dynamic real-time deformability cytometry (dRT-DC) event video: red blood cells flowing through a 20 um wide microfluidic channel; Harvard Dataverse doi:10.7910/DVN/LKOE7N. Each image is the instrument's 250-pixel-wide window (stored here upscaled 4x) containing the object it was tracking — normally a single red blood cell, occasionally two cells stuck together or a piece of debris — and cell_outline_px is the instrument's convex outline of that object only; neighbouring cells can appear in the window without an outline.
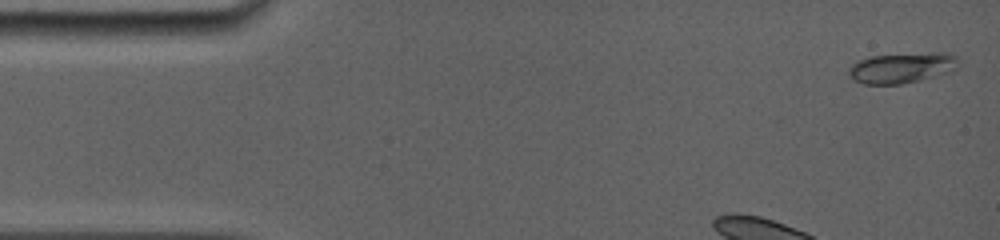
{"species": "common noctule bat (a hibernating species)", "species_latin": "Nyctalus noctula", "temperature_condition": "room temperature", "stored_images_in_passage": 14, "camera_frame_rate_fps": 5000, "um_per_image_px": 0.085, "animal": {"sex": "female", "body_mass_g": 19.0, "forearm_length_mm": 56.7}, "frame": {"image": 1, "passage_image": 1, "time_ms": 0.0, "image_size_px": [1000, 240], "cell_outline_px": [[960, 64], [952, 72], [920, 80], [900, 84], [864, 84], [852, 80], [848, 76], [848, 68], [852, 64], [868, 56], [932, 52], [948, 52], [956, 56]], "centroid_in_image_um": [76.68, 5.76], "position_along_channel_um": 8.3, "area_um2": 19.88}}
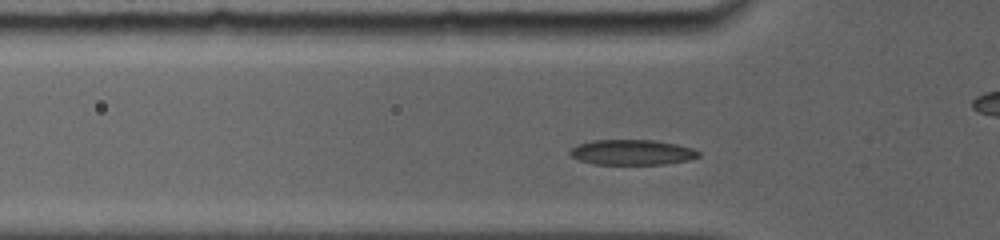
{"frame": {"image": 2, "passage_image": 10, "time_ms": 3.2, "image_size_px": [1000, 240], "cell_outline_px": [[700, 156], [688, 160], [664, 164], [592, 164], [580, 160], [572, 156], [568, 152], [576, 144], [592, 140], [656, 140], [676, 144], [692, 148], [700, 152]], "centroid_in_image_um": [53.71, 12.94], "position_along_channel_um": 72.1, "area_um2": 18.96}}